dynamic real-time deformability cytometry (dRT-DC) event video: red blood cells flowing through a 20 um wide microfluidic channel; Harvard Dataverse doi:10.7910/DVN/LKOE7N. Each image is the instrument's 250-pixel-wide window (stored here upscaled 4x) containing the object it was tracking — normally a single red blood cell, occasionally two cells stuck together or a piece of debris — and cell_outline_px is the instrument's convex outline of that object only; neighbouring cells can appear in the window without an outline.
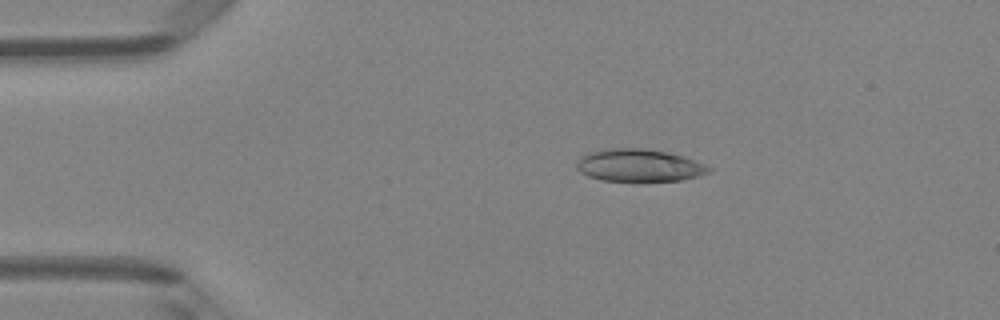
{"species": "Egyptian fruit bat (a non-hibernating species)", "species_latin": "Rousettus aegyptiacus", "temperature_condition": "room temperature", "stored_images_in_passage": 50, "camera_frame_rate_fps": 3000, "um_per_image_px": 0.085, "animal": {"sex": "female"}, "frame": {"image": 1, "passage_image": 10, "time_ms": 3.0, "image_size_px": [1000, 320], "cell_outline_px": [[712, 172], [700, 176], [680, 180], [640, 184], [604, 180], [588, 176], [580, 172], [576, 168], [576, 164], [588, 152], [604, 148], [644, 148], [668, 152], [704, 164], [712, 168]], "centroid_in_image_um": [54.34, 14.1], "position_along_channel_um": 30.7, "area_um2": 25.78}}
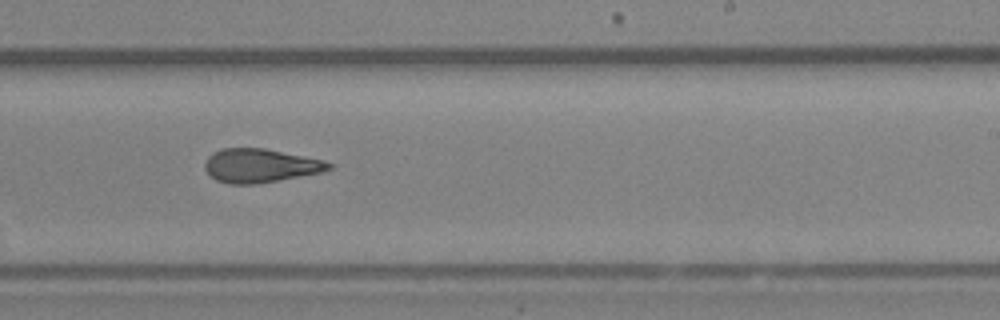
{"frame": {"image": 2, "passage_image": 31, "time_ms": 10.0, "image_size_px": [1000, 320], "cell_outline_px": [[332, 168], [324, 172], [256, 184], [228, 184], [216, 180], [204, 168], [204, 164], [208, 156], [212, 152], [224, 148], [264, 148], [324, 160], [332, 164]], "centroid_in_image_um": [22.12, 14.08], "position_along_channel_um": 266.9, "area_um2": 24.39}}
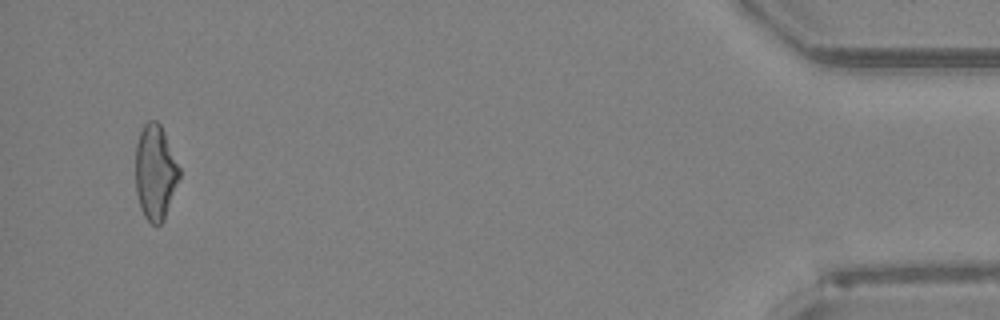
{"frame": {"image": 3, "passage_image": 48, "time_ms": 15.667, "image_size_px": [1000, 320], "cell_outline_px": [[180, 176], [164, 220], [160, 224], [152, 224], [144, 216], [140, 208], [136, 192], [136, 144], [140, 132], [144, 124], [148, 120], [156, 120], [160, 124], [164, 132], [180, 168]], "centroid_in_image_um": [13.19, 14.64], "position_along_channel_um": 422.0, "area_um2": 24.16}, "authors_computed_cell_mechanics": {"area_um2": 24.7095, "velocity_mm_per_s": 4.1269, "shape_relaxation_time_tau1_ms": null, "shape_relaxation_time_tau2_ms": 3.0965, "deformation_change_tau1": null, "deformation_change_tau2": 0.133}}